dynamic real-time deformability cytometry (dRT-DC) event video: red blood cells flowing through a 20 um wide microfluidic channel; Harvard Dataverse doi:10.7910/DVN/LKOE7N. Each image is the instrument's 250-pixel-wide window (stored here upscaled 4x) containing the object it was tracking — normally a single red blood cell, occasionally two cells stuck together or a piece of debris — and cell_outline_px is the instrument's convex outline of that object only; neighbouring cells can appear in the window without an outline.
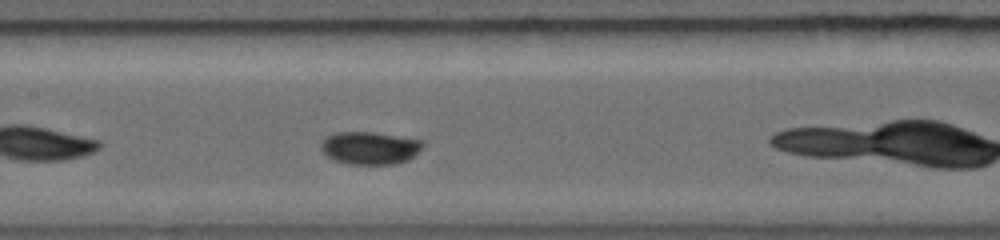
{"species": "common noctule bat (a hibernating species)", "species_latin": "Nyctalus noctula", "temperature_condition": "warm", "stored_images_in_passage": 5, "camera_frame_rate_fps": 5000, "um_per_image_px": 0.085, "animal": {"sex": "female", "body_mass_g": 19.0, "forearm_length_mm": 56.7}, "frame": {"image": 1, "passage_image": 5, "time_ms": 3.0, "image_size_px": [1000, 240], "cell_outline_px": [[420, 148], [408, 160], [400, 164], [344, 164], [332, 160], [320, 148], [324, 140], [332, 136], [384, 136], [416, 140], [420, 144]], "centroid_in_image_um": [31.42, 12.72], "position_along_channel_um": 176.0, "area_um2": 17.22}}